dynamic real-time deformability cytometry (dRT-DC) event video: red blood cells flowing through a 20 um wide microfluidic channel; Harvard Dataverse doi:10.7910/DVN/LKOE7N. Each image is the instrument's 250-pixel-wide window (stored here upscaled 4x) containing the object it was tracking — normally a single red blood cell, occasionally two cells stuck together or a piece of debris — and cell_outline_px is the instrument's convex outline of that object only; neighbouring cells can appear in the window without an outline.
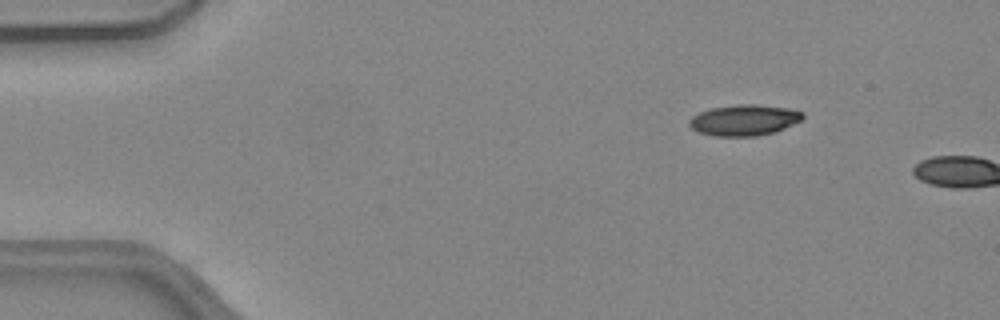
{"species": "common noctule bat (a hibernating species)", "species_latin": "Nyctalus noctula", "temperature_condition": "warm", "stored_images_in_passage": 3, "camera_frame_rate_fps": 3000, "um_per_image_px": 0.085, "animal": {"sex": "female", "body_mass_g": 24.6, "forearm_length_mm": 56.2}, "frame": {"image": 1, "passage_image": 1, "time_ms": 0.0, "image_size_px": [1000, 320], "cell_outline_px": [[804, 116], [800, 120], [776, 132], [756, 136], [716, 136], [700, 132], [692, 128], [688, 124], [688, 120], [692, 116], [700, 112], [712, 108], [740, 104], [756, 104], [788, 108], [804, 112]], "centroid_in_image_um": [63.26, 10.21], "position_along_channel_um": 21.7, "area_um2": 20.35}}